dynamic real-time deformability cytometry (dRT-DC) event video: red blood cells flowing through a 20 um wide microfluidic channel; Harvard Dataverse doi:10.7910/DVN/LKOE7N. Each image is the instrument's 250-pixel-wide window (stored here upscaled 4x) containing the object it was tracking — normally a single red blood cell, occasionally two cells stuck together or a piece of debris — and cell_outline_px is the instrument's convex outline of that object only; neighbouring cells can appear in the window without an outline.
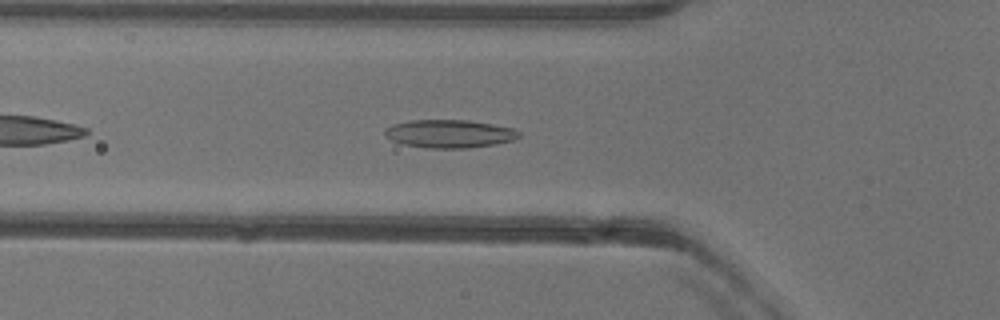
{"species": "common noctule bat (a hibernating species)", "species_latin": "Nyctalus noctula", "temperature_condition": "warm", "stored_images_in_passage": 41, "camera_frame_rate_fps": 3000, "um_per_image_px": 0.085, "animal": {"sex": "female"}, "frame": {"image": 1, "passage_image": 6, "time_ms": 1.667, "image_size_px": [1000, 320], "cell_outline_px": [[520, 136], [512, 140], [496, 144], [468, 148], [424, 148], [404, 144], [392, 140], [384, 136], [384, 128], [392, 124], [408, 120], [468, 120], [492, 124], [512, 128], [520, 132]], "centroid_in_image_um": [38.16, 11.36], "position_along_channel_um": 87.6, "area_um2": 22.08}}
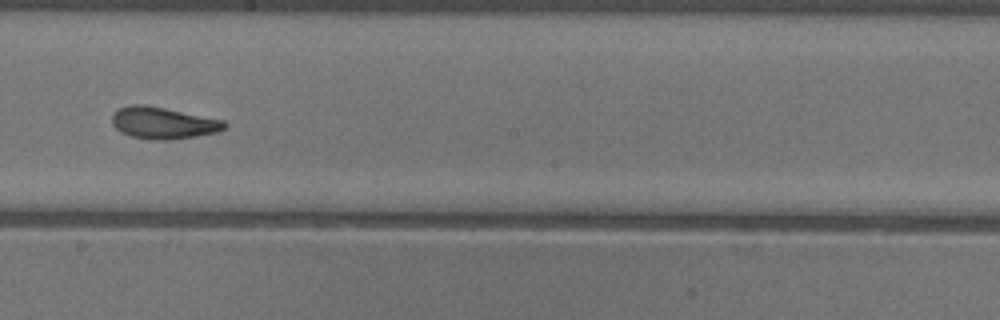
{"frame": {"image": 2, "passage_image": 17, "time_ms": 5.333, "image_size_px": [1000, 320], "cell_outline_px": [[228, 124], [224, 128], [216, 132], [196, 136], [172, 140], [148, 140], [132, 136], [120, 132], [112, 124], [112, 112], [116, 108], [128, 104], [144, 104], [224, 120]], "centroid_in_image_um": [13.81, 10.44], "position_along_channel_um": 234.4, "area_um2": 21.04}}
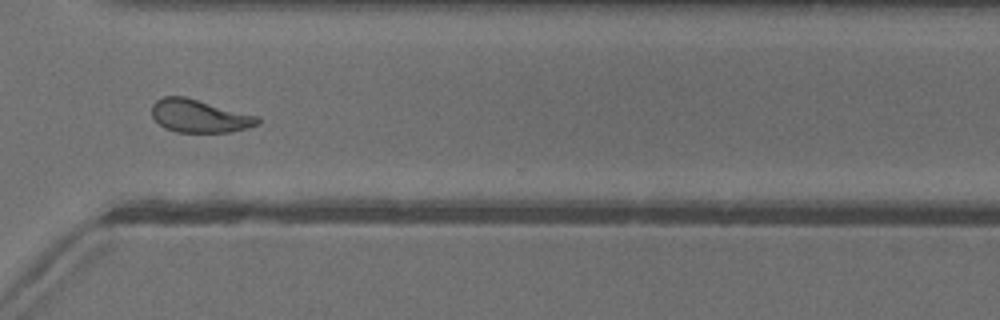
{"frame": {"image": 3, "passage_image": 26, "time_ms": 8.333, "image_size_px": [1000, 320], "cell_outline_px": [[260, 124], [248, 128], [228, 132], [176, 132], [164, 128], [152, 116], [152, 104], [156, 100], [164, 96], [184, 96], [260, 116]], "centroid_in_image_um": [16.97, 9.86], "position_along_channel_um": 353.6, "area_um2": 20.46}, "authors_computed_cell_mechanics": {"area_um2": 20.9236, "velocity_mm_per_s": 3.9822, "shape_relaxation_time_tau1_ms": 5.613, "shape_relaxation_time_tau2_ms": 2.1387, "deformation_change_tau1": 0.1763, "deformation_change_tau2": 0.0937}}